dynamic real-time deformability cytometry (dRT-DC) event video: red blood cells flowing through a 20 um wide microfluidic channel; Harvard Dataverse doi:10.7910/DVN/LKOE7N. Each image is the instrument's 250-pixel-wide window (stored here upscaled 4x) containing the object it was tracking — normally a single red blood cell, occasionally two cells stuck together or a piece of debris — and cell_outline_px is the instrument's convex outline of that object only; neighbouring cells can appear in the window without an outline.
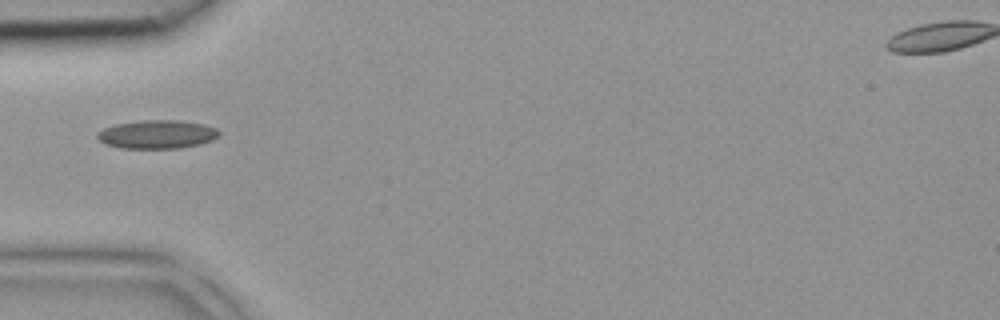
{"species": "common noctule bat (a hibernating species)", "species_latin": "Nyctalus noctula", "temperature_condition": "room temperature", "stored_images_in_passage": 5, "camera_frame_rate_fps": 3000, "um_per_image_px": 0.085, "animal": {"sex": "female", "body_mass_g": 18.4}, "frame": {"image": 1, "passage_image": 1, "time_ms": 0.0, "image_size_px": [1000, 320], "cell_outline_px": [[220, 136], [212, 140], [200, 144], [180, 148], [120, 148], [104, 144], [96, 136], [96, 132], [104, 128], [116, 124], [144, 120], [180, 120], [204, 124], [216, 128], [220, 132]], "centroid_in_image_um": [13.36, 11.42], "position_along_channel_um": 71.6, "area_um2": 20.35}}